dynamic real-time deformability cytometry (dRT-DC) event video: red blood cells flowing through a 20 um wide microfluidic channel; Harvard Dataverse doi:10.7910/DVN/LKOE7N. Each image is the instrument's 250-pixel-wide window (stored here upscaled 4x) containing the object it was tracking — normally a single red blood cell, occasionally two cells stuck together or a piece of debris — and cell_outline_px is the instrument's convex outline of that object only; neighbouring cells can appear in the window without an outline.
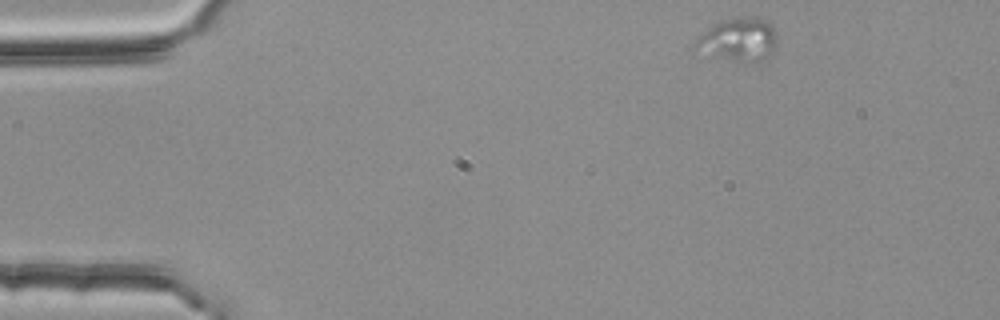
{"species": "common noctule bat (a hibernating species)", "species_latin": "Nyctalus noctula", "temperature_condition": "room temperature", "stored_images_in_passage": 18, "camera_frame_rate_fps": 3000, "um_per_image_px": 0.085, "animal": {"sex": "female", "body_mass_g": 25.1}, "frame": {"image": 1, "passage_image": 1, "time_ms": 0.0, "image_size_px": [1000, 320], "cell_outline_px": [[776, 44], [768, 56], [760, 60], [736, 60], [724, 56], [696, 44], [696, 40], [708, 28], [720, 20], [736, 16], [756, 16], [764, 20], [776, 32]], "centroid_in_image_um": [62.89, 3.25], "position_along_channel_um": 22.1, "area_um2": 19.07}}
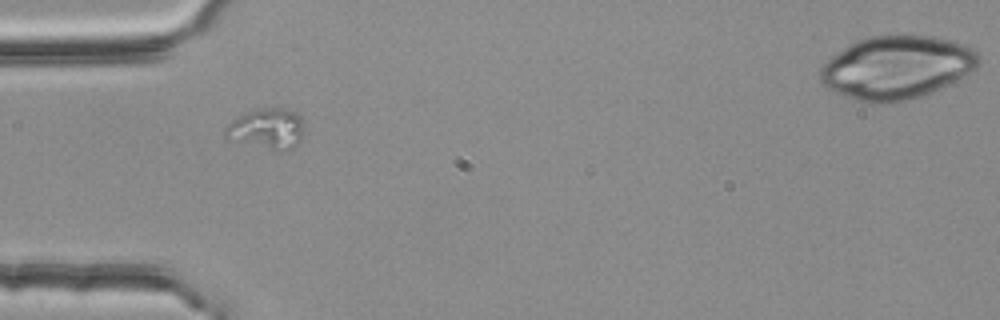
{"frame": {"image": 2, "passage_image": 11, "time_ms": 3.333, "image_size_px": [1000, 320], "cell_outline_px": [[300, 140], [296, 148], [280, 152], [228, 140], [224, 136], [224, 128], [232, 120], [248, 112], [260, 108], [288, 108], [296, 112], [300, 116]], "centroid_in_image_um": [22.64, 10.97], "position_along_channel_um": 62.4, "area_um2": 18.73}}